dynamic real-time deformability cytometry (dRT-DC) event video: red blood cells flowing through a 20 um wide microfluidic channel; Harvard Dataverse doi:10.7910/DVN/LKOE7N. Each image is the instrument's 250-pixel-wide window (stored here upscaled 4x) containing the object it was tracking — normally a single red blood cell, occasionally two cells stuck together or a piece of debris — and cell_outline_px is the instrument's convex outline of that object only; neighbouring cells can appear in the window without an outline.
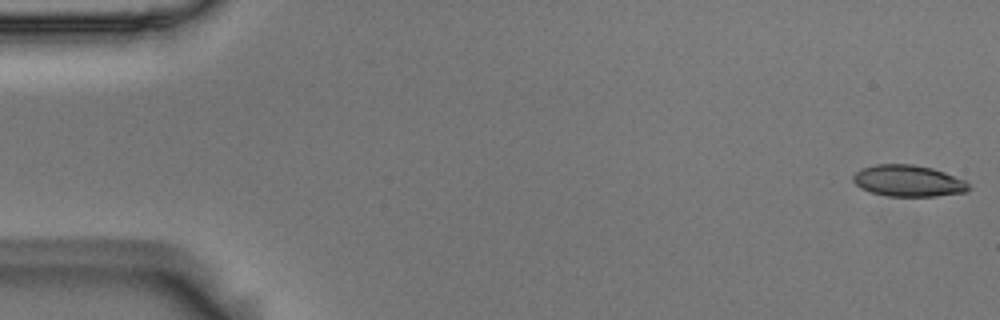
{"species": "Egyptian fruit bat (a non-hibernating species)", "species_latin": "Rousettus aegyptiacus", "temperature_condition": "room temperature", "stored_images_in_passage": 55, "camera_frame_rate_fps": 3000, "um_per_image_px": 0.085, "animal": {"sex": "male"}, "frame": {"image": 1, "passage_image": 1, "time_ms": 0.0, "image_size_px": [1000, 320], "cell_outline_px": [[972, 188], [968, 192], [936, 196], [888, 196], [868, 192], [860, 188], [852, 180], [852, 176], [860, 168], [876, 164], [912, 164], [932, 168], [944, 172], [964, 180]], "centroid_in_image_um": [77.18, 15.38], "position_along_channel_um": 7.8, "area_um2": 21.39}}
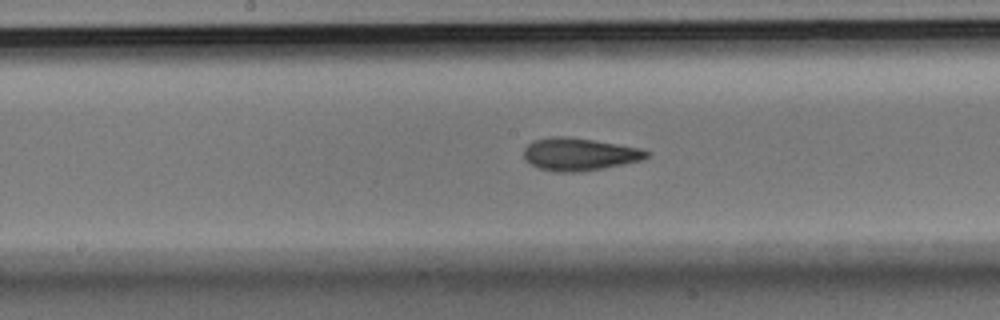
{"frame": {"image": 2, "passage_image": 28, "time_ms": 9.0, "image_size_px": [1000, 320], "cell_outline_px": [[652, 152], [644, 160], [624, 164], [600, 168], [572, 172], [556, 172], [540, 168], [524, 160], [524, 148], [532, 140], [552, 136], [564, 136], [592, 140], [640, 148]], "centroid_in_image_um": [49.24, 13.1], "position_along_channel_um": 199.0, "area_um2": 23.18}}
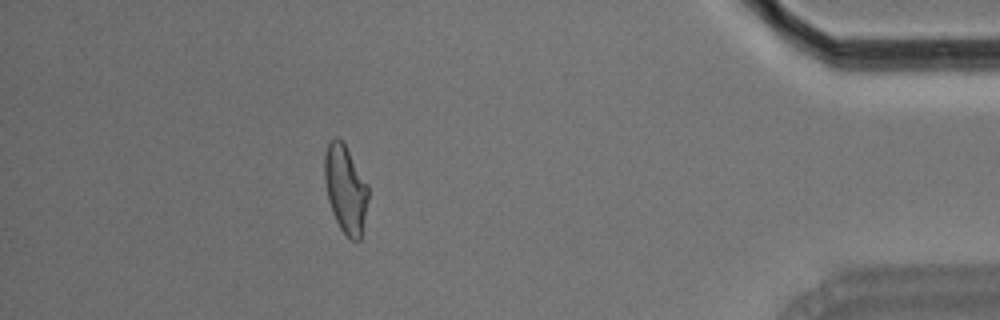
{"frame": {"image": 3, "passage_image": 49, "time_ms": 16.0, "image_size_px": [1000, 320], "cell_outline_px": [[368, 200], [360, 240], [356, 244], [340, 228], [332, 212], [328, 200], [324, 180], [324, 156], [328, 144], [336, 136], [344, 144], [368, 184]], "centroid_in_image_um": [29.36, 16.09], "position_along_channel_um": 405.8, "area_um2": 22.2}, "authors_computed_cell_mechanics": {"area_um2": 22.4264, "velocity_mm_per_s": 3.6468, "shape_relaxation_time_tau1_ms": 6.5206, "shape_relaxation_time_tau2_ms": 2.2864, "deformation_change_tau1": 0.1798, "deformation_change_tau2": 0.1085}}